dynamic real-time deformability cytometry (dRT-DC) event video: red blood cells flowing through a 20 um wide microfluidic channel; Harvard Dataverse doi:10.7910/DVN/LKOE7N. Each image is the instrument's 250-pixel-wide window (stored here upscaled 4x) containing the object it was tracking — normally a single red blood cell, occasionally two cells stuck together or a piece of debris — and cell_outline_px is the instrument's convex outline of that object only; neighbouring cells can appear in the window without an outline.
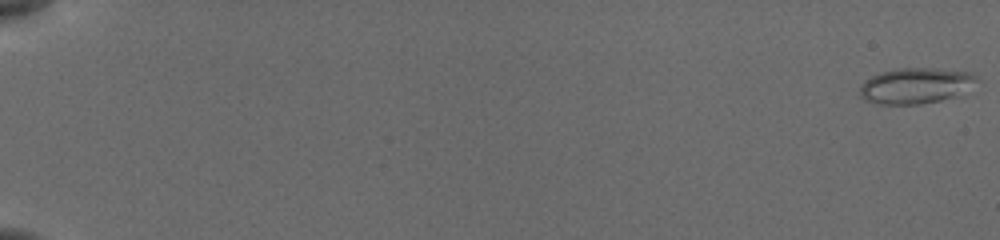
{"species": "common noctule bat (a hibernating species)", "species_latin": "Nyctalus noctula", "temperature_condition": "cold", "stored_images_in_passage": 56, "camera_frame_rate_fps": 3000, "um_per_image_px": 0.085, "animal": {"sex": "female", "body_mass_g": 19.5, "forearm_length_mm": 54.1}, "frame": {"image": 1, "passage_image": 1, "time_ms": 0.0, "image_size_px": [1000, 240], "cell_outline_px": [[980, 80], [952, 96], [940, 100], [920, 104], [880, 104], [864, 100], [860, 96], [860, 84], [864, 80], [880, 72], [900, 68], [932, 68], [968, 72], [976, 76]], "centroid_in_image_um": [77.75, 7.28], "position_along_channel_um": 7.3, "area_um2": 23.99}}
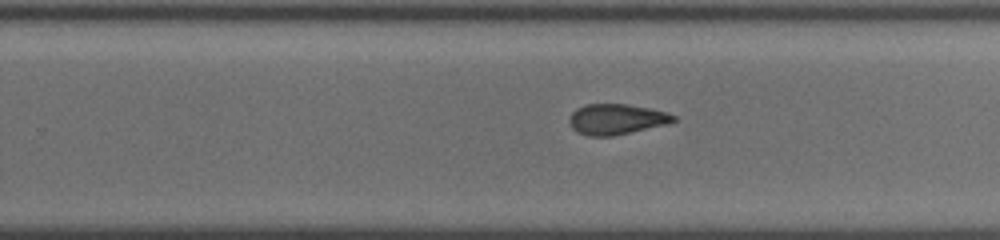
{"frame": {"image": 2, "passage_image": 38, "time_ms": 12.333, "image_size_px": [1000, 240], "cell_outline_px": [[676, 120], [664, 124], [612, 136], [588, 136], [576, 132], [572, 128], [568, 120], [572, 112], [576, 108], [584, 104], [628, 104], [652, 108], [668, 112], [676, 116]], "centroid_in_image_um": [52.35, 10.12], "position_along_channel_um": 277.4, "area_um2": 18.55}}
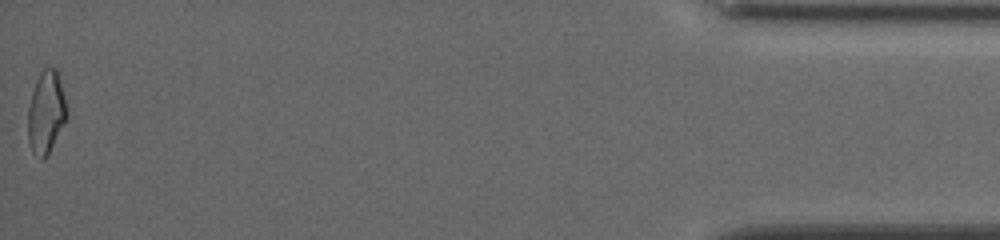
{"frame": {"image": 3, "passage_image": 56, "time_ms": 18.333, "image_size_px": [1000, 240], "cell_outline_px": [[68, 116], [64, 124], [44, 160], [40, 160], [32, 152], [28, 140], [28, 108], [32, 92], [36, 80], [40, 72], [44, 68], [56, 68], [68, 112]], "centroid_in_image_um": [3.9, 9.57], "position_along_channel_um": 431.3, "area_um2": 18.55}, "authors_computed_cell_mechanics": {"area_um2": 19.7676, "velocity_mm_per_s": 3.8729, "shape_relaxation_time_tau1_ms": 11.1895, "shape_relaxation_time_tau2_ms": 3.2953, "deformation_change_tau1": 0.1941, "deformation_change_tau2": 0.1082}}